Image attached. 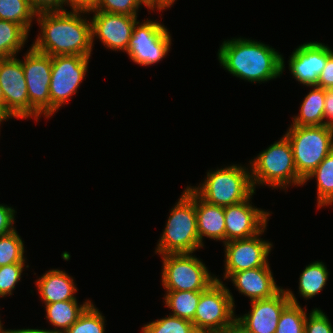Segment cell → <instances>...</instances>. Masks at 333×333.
I'll use <instances>...</instances> for the list:
<instances>
[{
    "label": "cell",
    "mask_w": 333,
    "mask_h": 333,
    "mask_svg": "<svg viewBox=\"0 0 333 333\" xmlns=\"http://www.w3.org/2000/svg\"><path fill=\"white\" fill-rule=\"evenodd\" d=\"M87 11H53L37 13L41 31L32 47L47 55H78L91 57V20ZM82 16V17H81Z\"/></svg>",
    "instance_id": "1"
},
{
    "label": "cell",
    "mask_w": 333,
    "mask_h": 333,
    "mask_svg": "<svg viewBox=\"0 0 333 333\" xmlns=\"http://www.w3.org/2000/svg\"><path fill=\"white\" fill-rule=\"evenodd\" d=\"M218 61L233 76L251 83L267 82L282 75L284 57L269 45L246 38L225 40Z\"/></svg>",
    "instance_id": "2"
},
{
    "label": "cell",
    "mask_w": 333,
    "mask_h": 333,
    "mask_svg": "<svg viewBox=\"0 0 333 333\" xmlns=\"http://www.w3.org/2000/svg\"><path fill=\"white\" fill-rule=\"evenodd\" d=\"M155 253L159 255L193 253L204 246L197 233L195 192L187 186L171 209Z\"/></svg>",
    "instance_id": "3"
},
{
    "label": "cell",
    "mask_w": 333,
    "mask_h": 333,
    "mask_svg": "<svg viewBox=\"0 0 333 333\" xmlns=\"http://www.w3.org/2000/svg\"><path fill=\"white\" fill-rule=\"evenodd\" d=\"M249 162L254 190L258 185L285 190L292 185L303 186L304 180L296 171L293 150L285 135Z\"/></svg>",
    "instance_id": "4"
},
{
    "label": "cell",
    "mask_w": 333,
    "mask_h": 333,
    "mask_svg": "<svg viewBox=\"0 0 333 333\" xmlns=\"http://www.w3.org/2000/svg\"><path fill=\"white\" fill-rule=\"evenodd\" d=\"M249 170L237 164L209 170L203 183L190 188L207 203L222 207L237 204L255 194Z\"/></svg>",
    "instance_id": "5"
},
{
    "label": "cell",
    "mask_w": 333,
    "mask_h": 333,
    "mask_svg": "<svg viewBox=\"0 0 333 333\" xmlns=\"http://www.w3.org/2000/svg\"><path fill=\"white\" fill-rule=\"evenodd\" d=\"M285 136L289 140L298 175L305 180L333 151V127L292 126Z\"/></svg>",
    "instance_id": "6"
},
{
    "label": "cell",
    "mask_w": 333,
    "mask_h": 333,
    "mask_svg": "<svg viewBox=\"0 0 333 333\" xmlns=\"http://www.w3.org/2000/svg\"><path fill=\"white\" fill-rule=\"evenodd\" d=\"M234 297L221 279L216 277L200 299L194 315L193 325L198 333H222L235 320Z\"/></svg>",
    "instance_id": "7"
},
{
    "label": "cell",
    "mask_w": 333,
    "mask_h": 333,
    "mask_svg": "<svg viewBox=\"0 0 333 333\" xmlns=\"http://www.w3.org/2000/svg\"><path fill=\"white\" fill-rule=\"evenodd\" d=\"M162 285L166 291H205L216 276L209 273L205 263L192 253L161 255Z\"/></svg>",
    "instance_id": "8"
},
{
    "label": "cell",
    "mask_w": 333,
    "mask_h": 333,
    "mask_svg": "<svg viewBox=\"0 0 333 333\" xmlns=\"http://www.w3.org/2000/svg\"><path fill=\"white\" fill-rule=\"evenodd\" d=\"M90 57L78 55L52 56L50 117L77 93L88 71Z\"/></svg>",
    "instance_id": "9"
},
{
    "label": "cell",
    "mask_w": 333,
    "mask_h": 333,
    "mask_svg": "<svg viewBox=\"0 0 333 333\" xmlns=\"http://www.w3.org/2000/svg\"><path fill=\"white\" fill-rule=\"evenodd\" d=\"M0 86L3 92V111L9 118L38 121L40 114L30 105L22 60L17 57L0 59Z\"/></svg>",
    "instance_id": "10"
},
{
    "label": "cell",
    "mask_w": 333,
    "mask_h": 333,
    "mask_svg": "<svg viewBox=\"0 0 333 333\" xmlns=\"http://www.w3.org/2000/svg\"><path fill=\"white\" fill-rule=\"evenodd\" d=\"M171 34L165 25L157 21H137L129 40L127 54L141 66H150L161 61L169 52Z\"/></svg>",
    "instance_id": "11"
},
{
    "label": "cell",
    "mask_w": 333,
    "mask_h": 333,
    "mask_svg": "<svg viewBox=\"0 0 333 333\" xmlns=\"http://www.w3.org/2000/svg\"><path fill=\"white\" fill-rule=\"evenodd\" d=\"M30 105L45 118H50L52 57L36 51L32 46L22 60Z\"/></svg>",
    "instance_id": "12"
},
{
    "label": "cell",
    "mask_w": 333,
    "mask_h": 333,
    "mask_svg": "<svg viewBox=\"0 0 333 333\" xmlns=\"http://www.w3.org/2000/svg\"><path fill=\"white\" fill-rule=\"evenodd\" d=\"M265 227L259 234L247 238L231 240L224 243L225 272L224 280L233 273L252 268L264 267L268 263V256L273 247L271 242L261 239Z\"/></svg>",
    "instance_id": "13"
},
{
    "label": "cell",
    "mask_w": 333,
    "mask_h": 333,
    "mask_svg": "<svg viewBox=\"0 0 333 333\" xmlns=\"http://www.w3.org/2000/svg\"><path fill=\"white\" fill-rule=\"evenodd\" d=\"M252 196L253 194L247 200L224 207L225 242L253 237L267 227L271 213L252 205Z\"/></svg>",
    "instance_id": "14"
},
{
    "label": "cell",
    "mask_w": 333,
    "mask_h": 333,
    "mask_svg": "<svg viewBox=\"0 0 333 333\" xmlns=\"http://www.w3.org/2000/svg\"><path fill=\"white\" fill-rule=\"evenodd\" d=\"M90 12L94 13L91 19L92 46L96 37L106 48L127 52L137 16L100 11H89V14Z\"/></svg>",
    "instance_id": "15"
},
{
    "label": "cell",
    "mask_w": 333,
    "mask_h": 333,
    "mask_svg": "<svg viewBox=\"0 0 333 333\" xmlns=\"http://www.w3.org/2000/svg\"><path fill=\"white\" fill-rule=\"evenodd\" d=\"M332 53L330 47L317 41L301 44L288 60L291 75L305 86L317 85L327 58Z\"/></svg>",
    "instance_id": "16"
},
{
    "label": "cell",
    "mask_w": 333,
    "mask_h": 333,
    "mask_svg": "<svg viewBox=\"0 0 333 333\" xmlns=\"http://www.w3.org/2000/svg\"><path fill=\"white\" fill-rule=\"evenodd\" d=\"M251 310L236 321L251 333H275L280 314L290 303L285 289L273 297L250 302Z\"/></svg>",
    "instance_id": "17"
},
{
    "label": "cell",
    "mask_w": 333,
    "mask_h": 333,
    "mask_svg": "<svg viewBox=\"0 0 333 333\" xmlns=\"http://www.w3.org/2000/svg\"><path fill=\"white\" fill-rule=\"evenodd\" d=\"M228 279L250 302L273 297L282 289L274 280L269 262L264 267L235 272Z\"/></svg>",
    "instance_id": "18"
},
{
    "label": "cell",
    "mask_w": 333,
    "mask_h": 333,
    "mask_svg": "<svg viewBox=\"0 0 333 333\" xmlns=\"http://www.w3.org/2000/svg\"><path fill=\"white\" fill-rule=\"evenodd\" d=\"M40 298L44 304L67 300H77L78 291L74 279L64 270L51 269L35 281Z\"/></svg>",
    "instance_id": "19"
},
{
    "label": "cell",
    "mask_w": 333,
    "mask_h": 333,
    "mask_svg": "<svg viewBox=\"0 0 333 333\" xmlns=\"http://www.w3.org/2000/svg\"><path fill=\"white\" fill-rule=\"evenodd\" d=\"M195 210L197 218V233L200 244H203V237L225 243V215L224 207L213 205L202 200L195 193Z\"/></svg>",
    "instance_id": "20"
},
{
    "label": "cell",
    "mask_w": 333,
    "mask_h": 333,
    "mask_svg": "<svg viewBox=\"0 0 333 333\" xmlns=\"http://www.w3.org/2000/svg\"><path fill=\"white\" fill-rule=\"evenodd\" d=\"M91 303V300H85L83 304L78 305L77 300H67L45 304V318L54 326L53 331L65 333Z\"/></svg>",
    "instance_id": "21"
},
{
    "label": "cell",
    "mask_w": 333,
    "mask_h": 333,
    "mask_svg": "<svg viewBox=\"0 0 333 333\" xmlns=\"http://www.w3.org/2000/svg\"><path fill=\"white\" fill-rule=\"evenodd\" d=\"M305 96L300 113L293 117L292 126H321L324 125L325 89L316 85Z\"/></svg>",
    "instance_id": "22"
},
{
    "label": "cell",
    "mask_w": 333,
    "mask_h": 333,
    "mask_svg": "<svg viewBox=\"0 0 333 333\" xmlns=\"http://www.w3.org/2000/svg\"><path fill=\"white\" fill-rule=\"evenodd\" d=\"M314 178L317 182V207L331 205L333 203V151L306 177L303 185Z\"/></svg>",
    "instance_id": "23"
},
{
    "label": "cell",
    "mask_w": 333,
    "mask_h": 333,
    "mask_svg": "<svg viewBox=\"0 0 333 333\" xmlns=\"http://www.w3.org/2000/svg\"><path fill=\"white\" fill-rule=\"evenodd\" d=\"M329 272L322 261L307 265L299 278V293L304 299H311L323 290L328 280Z\"/></svg>",
    "instance_id": "24"
},
{
    "label": "cell",
    "mask_w": 333,
    "mask_h": 333,
    "mask_svg": "<svg viewBox=\"0 0 333 333\" xmlns=\"http://www.w3.org/2000/svg\"><path fill=\"white\" fill-rule=\"evenodd\" d=\"M29 33L19 24L0 20V59L16 57Z\"/></svg>",
    "instance_id": "25"
},
{
    "label": "cell",
    "mask_w": 333,
    "mask_h": 333,
    "mask_svg": "<svg viewBox=\"0 0 333 333\" xmlns=\"http://www.w3.org/2000/svg\"><path fill=\"white\" fill-rule=\"evenodd\" d=\"M164 304L170 308L173 316L193 322L200 299V292L195 291H166Z\"/></svg>",
    "instance_id": "26"
},
{
    "label": "cell",
    "mask_w": 333,
    "mask_h": 333,
    "mask_svg": "<svg viewBox=\"0 0 333 333\" xmlns=\"http://www.w3.org/2000/svg\"><path fill=\"white\" fill-rule=\"evenodd\" d=\"M290 303L280 314L275 333H304L306 310L299 305L297 298L290 289L285 290Z\"/></svg>",
    "instance_id": "27"
},
{
    "label": "cell",
    "mask_w": 333,
    "mask_h": 333,
    "mask_svg": "<svg viewBox=\"0 0 333 333\" xmlns=\"http://www.w3.org/2000/svg\"><path fill=\"white\" fill-rule=\"evenodd\" d=\"M36 14L29 0H0V20L15 22L28 33Z\"/></svg>",
    "instance_id": "28"
},
{
    "label": "cell",
    "mask_w": 333,
    "mask_h": 333,
    "mask_svg": "<svg viewBox=\"0 0 333 333\" xmlns=\"http://www.w3.org/2000/svg\"><path fill=\"white\" fill-rule=\"evenodd\" d=\"M23 242L17 230L0 236V267L14 263H26Z\"/></svg>",
    "instance_id": "29"
},
{
    "label": "cell",
    "mask_w": 333,
    "mask_h": 333,
    "mask_svg": "<svg viewBox=\"0 0 333 333\" xmlns=\"http://www.w3.org/2000/svg\"><path fill=\"white\" fill-rule=\"evenodd\" d=\"M142 333H198L191 321L168 315L149 322L142 327Z\"/></svg>",
    "instance_id": "30"
},
{
    "label": "cell",
    "mask_w": 333,
    "mask_h": 333,
    "mask_svg": "<svg viewBox=\"0 0 333 333\" xmlns=\"http://www.w3.org/2000/svg\"><path fill=\"white\" fill-rule=\"evenodd\" d=\"M65 333H105V316L91 303Z\"/></svg>",
    "instance_id": "31"
},
{
    "label": "cell",
    "mask_w": 333,
    "mask_h": 333,
    "mask_svg": "<svg viewBox=\"0 0 333 333\" xmlns=\"http://www.w3.org/2000/svg\"><path fill=\"white\" fill-rule=\"evenodd\" d=\"M141 5L147 6L148 11L152 10L146 0H99L96 8L92 11L137 16Z\"/></svg>",
    "instance_id": "32"
},
{
    "label": "cell",
    "mask_w": 333,
    "mask_h": 333,
    "mask_svg": "<svg viewBox=\"0 0 333 333\" xmlns=\"http://www.w3.org/2000/svg\"><path fill=\"white\" fill-rule=\"evenodd\" d=\"M25 263H14L0 267V297L12 295L16 284L22 278Z\"/></svg>",
    "instance_id": "33"
},
{
    "label": "cell",
    "mask_w": 333,
    "mask_h": 333,
    "mask_svg": "<svg viewBox=\"0 0 333 333\" xmlns=\"http://www.w3.org/2000/svg\"><path fill=\"white\" fill-rule=\"evenodd\" d=\"M304 333H333L328 316L320 308H314L306 317Z\"/></svg>",
    "instance_id": "34"
},
{
    "label": "cell",
    "mask_w": 333,
    "mask_h": 333,
    "mask_svg": "<svg viewBox=\"0 0 333 333\" xmlns=\"http://www.w3.org/2000/svg\"><path fill=\"white\" fill-rule=\"evenodd\" d=\"M16 211L14 208L0 204V236L9 234L16 230L13 226L15 223V214Z\"/></svg>",
    "instance_id": "35"
},
{
    "label": "cell",
    "mask_w": 333,
    "mask_h": 333,
    "mask_svg": "<svg viewBox=\"0 0 333 333\" xmlns=\"http://www.w3.org/2000/svg\"><path fill=\"white\" fill-rule=\"evenodd\" d=\"M32 9L36 13L65 11L66 0H29Z\"/></svg>",
    "instance_id": "36"
},
{
    "label": "cell",
    "mask_w": 333,
    "mask_h": 333,
    "mask_svg": "<svg viewBox=\"0 0 333 333\" xmlns=\"http://www.w3.org/2000/svg\"><path fill=\"white\" fill-rule=\"evenodd\" d=\"M316 86L325 90L333 89V53L327 58L326 65L319 76Z\"/></svg>",
    "instance_id": "37"
},
{
    "label": "cell",
    "mask_w": 333,
    "mask_h": 333,
    "mask_svg": "<svg viewBox=\"0 0 333 333\" xmlns=\"http://www.w3.org/2000/svg\"><path fill=\"white\" fill-rule=\"evenodd\" d=\"M324 125L333 127V89L325 90Z\"/></svg>",
    "instance_id": "38"
},
{
    "label": "cell",
    "mask_w": 333,
    "mask_h": 333,
    "mask_svg": "<svg viewBox=\"0 0 333 333\" xmlns=\"http://www.w3.org/2000/svg\"><path fill=\"white\" fill-rule=\"evenodd\" d=\"M99 0H66V5L75 11H92L96 8Z\"/></svg>",
    "instance_id": "39"
},
{
    "label": "cell",
    "mask_w": 333,
    "mask_h": 333,
    "mask_svg": "<svg viewBox=\"0 0 333 333\" xmlns=\"http://www.w3.org/2000/svg\"><path fill=\"white\" fill-rule=\"evenodd\" d=\"M175 1L176 0H151V9L154 11L157 8L156 10L163 11L170 6L172 7Z\"/></svg>",
    "instance_id": "40"
},
{
    "label": "cell",
    "mask_w": 333,
    "mask_h": 333,
    "mask_svg": "<svg viewBox=\"0 0 333 333\" xmlns=\"http://www.w3.org/2000/svg\"><path fill=\"white\" fill-rule=\"evenodd\" d=\"M6 333H59L55 332L53 330H48V329H31V328H26V329H7Z\"/></svg>",
    "instance_id": "41"
},
{
    "label": "cell",
    "mask_w": 333,
    "mask_h": 333,
    "mask_svg": "<svg viewBox=\"0 0 333 333\" xmlns=\"http://www.w3.org/2000/svg\"><path fill=\"white\" fill-rule=\"evenodd\" d=\"M222 333H251L247 331L242 325H240L236 320L226 328Z\"/></svg>",
    "instance_id": "42"
},
{
    "label": "cell",
    "mask_w": 333,
    "mask_h": 333,
    "mask_svg": "<svg viewBox=\"0 0 333 333\" xmlns=\"http://www.w3.org/2000/svg\"><path fill=\"white\" fill-rule=\"evenodd\" d=\"M9 116L3 111L2 107L0 106V123L3 121H7Z\"/></svg>",
    "instance_id": "43"
},
{
    "label": "cell",
    "mask_w": 333,
    "mask_h": 333,
    "mask_svg": "<svg viewBox=\"0 0 333 333\" xmlns=\"http://www.w3.org/2000/svg\"><path fill=\"white\" fill-rule=\"evenodd\" d=\"M0 106L2 107L3 109V92H2V88L0 86Z\"/></svg>",
    "instance_id": "44"
},
{
    "label": "cell",
    "mask_w": 333,
    "mask_h": 333,
    "mask_svg": "<svg viewBox=\"0 0 333 333\" xmlns=\"http://www.w3.org/2000/svg\"><path fill=\"white\" fill-rule=\"evenodd\" d=\"M1 319H0V333H6V330L2 327Z\"/></svg>",
    "instance_id": "45"
}]
</instances>
